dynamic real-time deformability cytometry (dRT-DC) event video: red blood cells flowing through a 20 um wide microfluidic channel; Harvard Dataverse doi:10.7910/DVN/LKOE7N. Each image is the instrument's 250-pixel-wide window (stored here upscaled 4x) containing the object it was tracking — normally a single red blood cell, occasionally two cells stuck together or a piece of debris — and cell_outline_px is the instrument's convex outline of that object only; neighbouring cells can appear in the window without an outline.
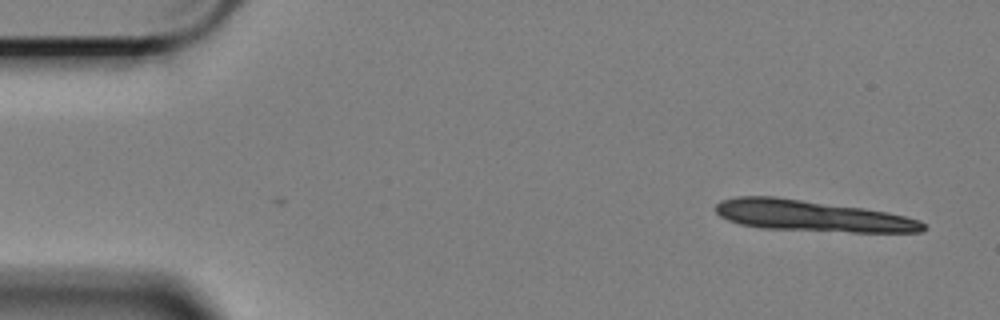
{"species": "Egyptian fruit bat (a non-hibernating species)", "species_latin": "Rousettus aegyptiacus", "temperature_condition": "cold", "stored_images_in_passage": 11, "camera_frame_rate_fps": 3000, "um_per_image_px": 0.085, "animal": {"sex": "female"}, "frame": {"image": 1, "passage_image": 1, "time_ms": 0.0, "image_size_px": [1000, 320], "cell_outline_px": [[928, 228], [924, 232], [852, 232], [760, 228], [740, 224], [728, 220], [720, 216], [712, 208], [720, 200], [736, 196], [772, 196], [864, 208], [888, 212], [920, 220]], "centroid_in_image_um": [68.99, 18.35], "position_along_channel_um": 16.0, "area_um2": 37.74}}